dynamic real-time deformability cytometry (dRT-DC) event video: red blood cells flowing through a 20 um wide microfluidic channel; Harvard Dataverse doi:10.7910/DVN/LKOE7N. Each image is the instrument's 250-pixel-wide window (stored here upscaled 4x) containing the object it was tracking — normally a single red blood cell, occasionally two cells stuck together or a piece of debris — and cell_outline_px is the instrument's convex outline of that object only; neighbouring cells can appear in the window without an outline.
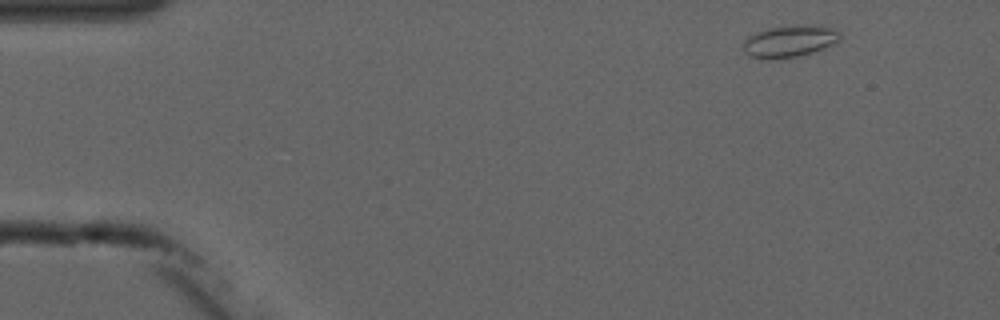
{"species": "common noctule bat (a hibernating species)", "species_latin": "Nyctalus noctula", "temperature_condition": "cold", "stored_images_in_passage": 3, "camera_frame_rate_fps": 3000, "um_per_image_px": 0.085, "animal": {"sex": "male", "forearm_length_mm": 52.5}, "frame": {"image": 1, "passage_image": 1, "time_ms": 0.0, "image_size_px": [1000, 320], "cell_outline_px": [[840, 40], [824, 48], [800, 56], [752, 56], [744, 52], [744, 40], [748, 36], [756, 32], [768, 28], [792, 24], [808, 24], [832, 28], [840, 32]], "centroid_in_image_um": [67.17, 3.43], "position_along_channel_um": 17.8, "area_um2": 17.46}}